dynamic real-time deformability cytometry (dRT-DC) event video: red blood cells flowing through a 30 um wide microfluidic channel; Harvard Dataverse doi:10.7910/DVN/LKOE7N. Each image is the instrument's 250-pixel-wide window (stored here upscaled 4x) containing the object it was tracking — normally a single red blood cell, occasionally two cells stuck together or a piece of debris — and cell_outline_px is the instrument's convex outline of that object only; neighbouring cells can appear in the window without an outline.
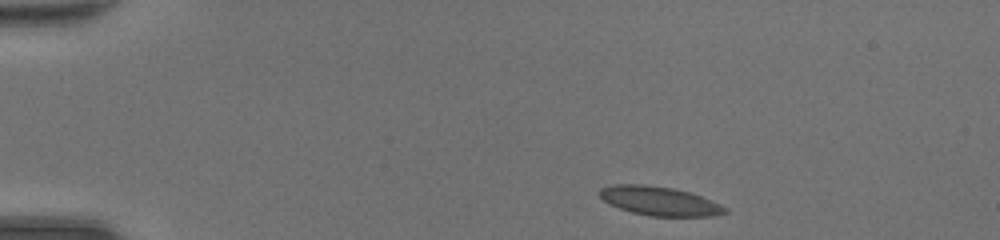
{"species": "common noctule bat (a hibernating species)", "species_latin": "Nyctalus noctula", "temperature_condition": "room temperature", "stored_images_in_passage": 40, "camera_frame_rate_fps": 3000, "um_per_image_px": 0.085, "animal": {"sex": "female", "body_mass_g": 20.0, "forearm_length_mm": 54.0}, "frame": {"image": 1, "passage_image": 1, "time_ms": 0.0, "image_size_px": [1000, 240], "cell_outline_px": [[728, 212], [716, 216], [648, 216], [632, 212], [620, 208], [604, 200], [596, 192], [600, 188], [608, 184], [644, 184], [672, 188], [688, 192], [700, 196], [720, 204], [728, 208]], "centroid_in_image_um": [56.03, 17.08], "position_along_channel_um": 29.0, "area_um2": 21.21}}
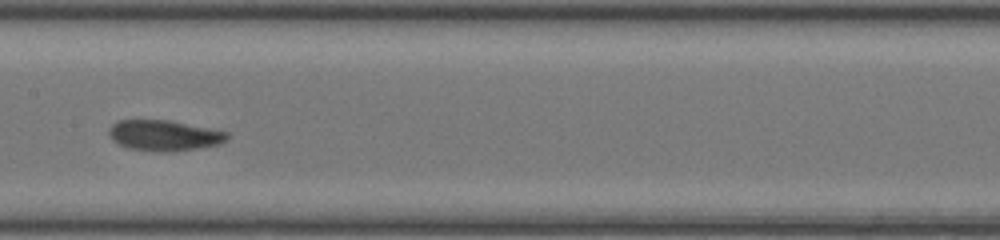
{"frame": {"image": 2, "passage_image": 18, "time_ms": 5.667, "image_size_px": [1000, 240], "cell_outline_px": [[228, 140], [220, 144], [200, 148], [164, 152], [160, 152], [128, 148], [112, 140], [108, 132], [108, 128], [116, 120], [168, 120], [228, 132]], "centroid_in_image_um": [13.94, 11.51], "position_along_channel_um": 193.5, "area_um2": 21.1}}
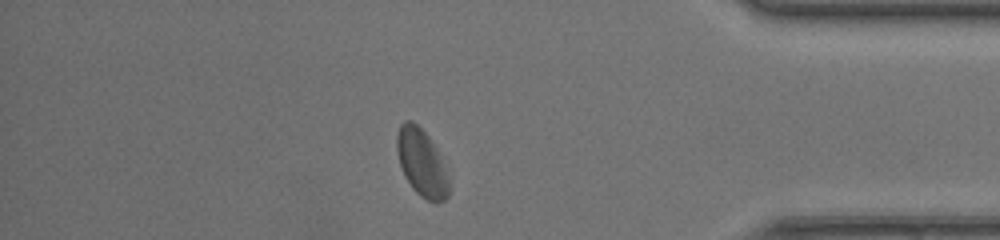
{"frame": {"image": 3, "passage_image": 34, "time_ms": 11.0, "image_size_px": [1000, 240], "cell_outline_px": [[448, 196], [444, 200], [428, 200], [420, 196], [412, 188], [404, 176], [400, 164], [396, 148], [396, 136], [400, 124], [404, 120], [412, 120], [428, 136], [436, 148], [444, 168], [448, 180]], "centroid_in_image_um": [35.79, 13.8], "position_along_channel_um": 399.4, "area_um2": 19.94}, "authors_computed_cell_mechanics": {"area_um2": 21.097, "velocity_mm_per_s": 4.3716, "shape_relaxation_time_tau1_ms": 3.6996, "shape_relaxation_time_tau2_ms": 2.0493, "deformation_change_tau1": 0.1131, "deformation_change_tau2": 0.0781}}